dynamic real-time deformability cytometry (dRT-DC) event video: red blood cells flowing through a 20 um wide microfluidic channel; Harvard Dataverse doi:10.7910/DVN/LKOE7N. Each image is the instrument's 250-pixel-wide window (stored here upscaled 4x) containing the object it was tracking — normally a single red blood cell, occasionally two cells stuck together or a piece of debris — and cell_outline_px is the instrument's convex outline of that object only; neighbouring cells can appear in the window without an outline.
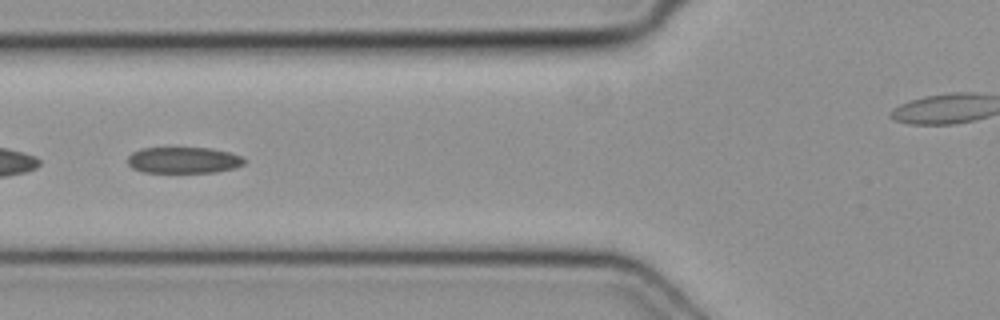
{"species": "common noctule bat (a hibernating species)", "species_latin": "Nyctalus noctula", "temperature_condition": "cold", "stored_images_in_passage": 27, "camera_frame_rate_fps": 3000, "um_per_image_px": 0.085, "animal": {"sex": "female", "body_mass_g": 19.3, "forearm_length_mm": 54.1}, "frame": {"image": 1, "passage_image": 10, "time_ms": 3.0, "image_size_px": [1000, 320], "cell_outline_px": [[244, 164], [236, 168], [216, 172], [144, 172], [132, 168], [128, 164], [128, 156], [132, 152], [140, 148], [212, 148], [228, 152], [240, 156], [244, 160]], "centroid_in_image_um": [15.58, 13.61], "position_along_channel_um": 110.2, "area_um2": 17.8}}